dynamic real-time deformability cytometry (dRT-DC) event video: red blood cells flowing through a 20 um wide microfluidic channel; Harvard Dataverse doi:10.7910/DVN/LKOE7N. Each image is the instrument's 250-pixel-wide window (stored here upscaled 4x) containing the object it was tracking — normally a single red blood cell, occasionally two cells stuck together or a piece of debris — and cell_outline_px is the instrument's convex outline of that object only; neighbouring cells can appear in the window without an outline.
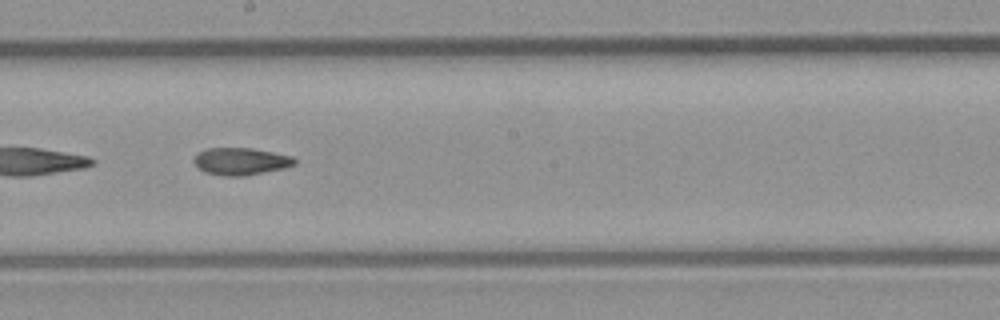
{"species": "common noctule bat (a hibernating species)", "species_latin": "Nyctalus noctula", "temperature_condition": "room temperature", "stored_images_in_passage": 39, "camera_frame_rate_fps": 3000, "um_per_image_px": 0.085, "animal": {"sex": "male", "body_mass_g": 23.1, "forearm_length_mm": 52.7}, "frame": {"image": 1, "passage_image": 17, "time_ms": 5.333, "image_size_px": [1000, 320], "cell_outline_px": [[296, 164], [284, 168], [244, 176], [224, 176], [204, 172], [192, 160], [200, 152], [208, 148], [252, 148], [292, 156], [296, 160]], "centroid_in_image_um": [20.48, 13.72], "position_along_channel_um": 227.7, "area_um2": 15.84}}
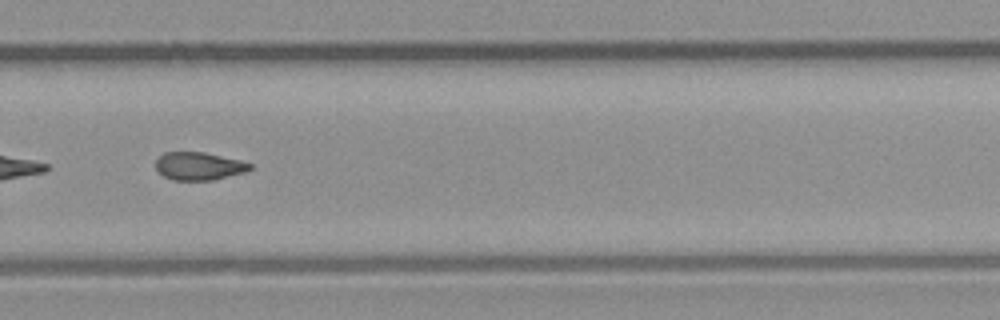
{"frame": {"image": 2, "passage_image": 23, "time_ms": 7.333, "image_size_px": [1000, 320], "cell_outline_px": [[252, 168], [244, 172], [212, 180], [172, 180], [164, 176], [156, 168], [156, 160], [164, 152], [204, 152], [240, 160], [252, 164]], "centroid_in_image_um": [16.9, 14.11], "position_along_channel_um": 312.9, "area_um2": 15.2}, "authors_computed_cell_mechanics": {"area_um2": 16.184, "velocity_mm_per_s": 4.2806, "shape_relaxation_time_tau1_ms": null, "shape_relaxation_time_tau2_ms": 6.8295, "deformation_change_tau1": null, "deformation_change_tau2": 0.158}}